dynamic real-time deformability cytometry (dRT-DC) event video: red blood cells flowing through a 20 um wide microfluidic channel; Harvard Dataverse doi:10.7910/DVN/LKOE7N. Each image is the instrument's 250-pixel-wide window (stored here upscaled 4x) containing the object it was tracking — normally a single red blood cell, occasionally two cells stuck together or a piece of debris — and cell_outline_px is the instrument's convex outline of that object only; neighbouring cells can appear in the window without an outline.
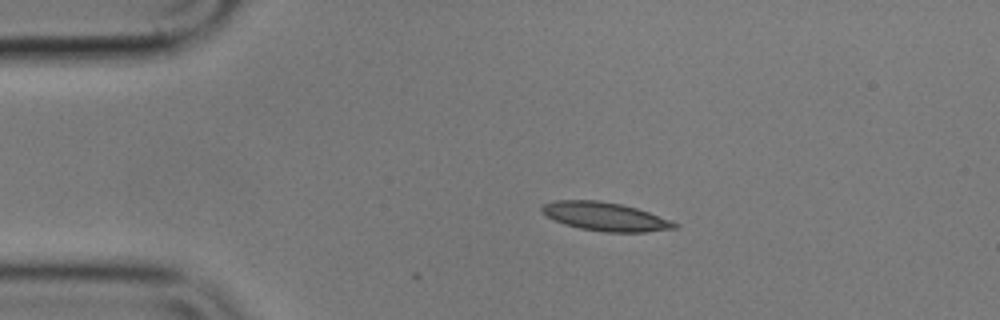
{"species": "common noctule bat (a hibernating species)", "species_latin": "Nyctalus noctula", "temperature_condition": "cold", "stored_images_in_passage": 10, "camera_frame_rate_fps": 3000, "um_per_image_px": 0.085, "animal": {"sex": "male", "body_mass_g": 17.9}, "frame": {"image": 1, "passage_image": 10, "time_ms": 3.0, "image_size_px": [1000, 320], "cell_outline_px": [[680, 224], [676, 228], [644, 232], [604, 232], [580, 228], [564, 224], [548, 216], [540, 208], [544, 204], [552, 200], [596, 200], [620, 204], [636, 208], [672, 220]], "centroid_in_image_um": [51.47, 18.41], "position_along_channel_um": 33.5, "area_um2": 21.91}}